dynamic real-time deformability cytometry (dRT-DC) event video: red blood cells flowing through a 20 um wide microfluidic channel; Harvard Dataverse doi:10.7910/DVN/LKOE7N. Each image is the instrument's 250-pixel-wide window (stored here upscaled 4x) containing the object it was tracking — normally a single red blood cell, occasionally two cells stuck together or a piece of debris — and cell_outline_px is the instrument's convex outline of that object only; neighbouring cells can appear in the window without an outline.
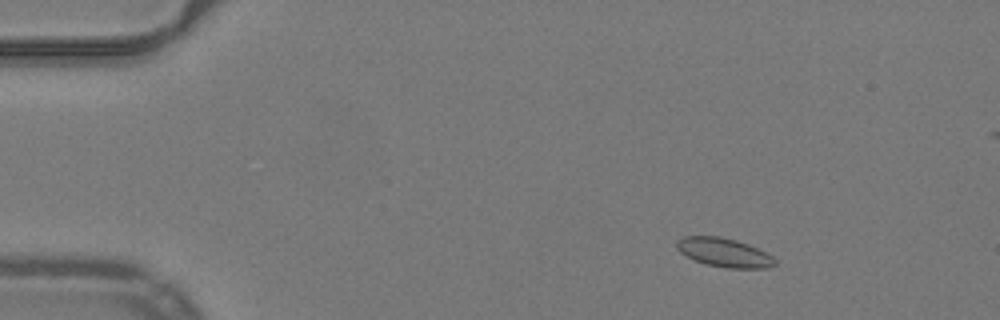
{"species": "common noctule bat (a hibernating species)", "species_latin": "Nyctalus noctula", "temperature_condition": "warm", "stored_images_in_passage": 52, "camera_frame_rate_fps": 3000, "um_per_image_px": 0.085, "animal": {"sex": "male", "body_mass_g": 19.2, "forearm_length_mm": 51.8}, "frame": {"image": 1, "passage_image": 7, "time_ms": 2.0, "image_size_px": [1000, 320], "cell_outline_px": [[776, 264], [768, 268], [728, 268], [704, 264], [680, 252], [676, 248], [676, 240], [684, 236], [720, 236], [736, 240], [748, 244], [772, 256], [776, 260]], "centroid_in_image_um": [61.53, 21.46], "position_along_channel_um": 23.5, "area_um2": 16.47}}
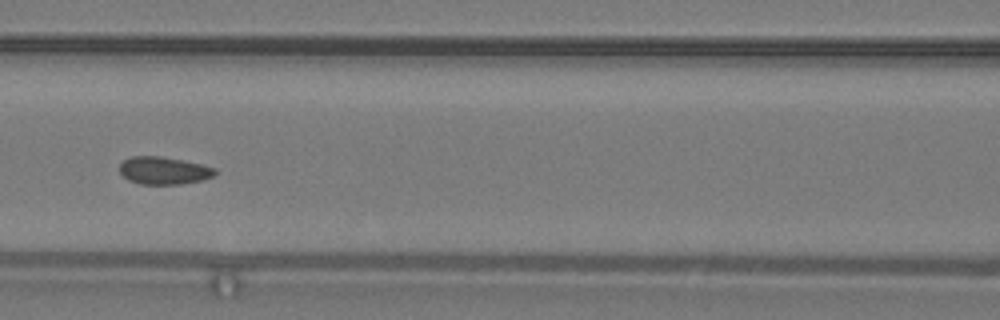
{"frame": {"image": 2, "passage_image": 23, "time_ms": 7.333, "image_size_px": [1000, 320], "cell_outline_px": [[216, 172], [212, 176], [200, 180], [180, 184], [140, 184], [128, 180], [120, 172], [120, 164], [124, 160], [132, 156], [160, 156], [200, 164], [216, 168]], "centroid_in_image_um": [13.89, 14.5], "position_along_channel_um": 152.7, "area_um2": 15.09}}
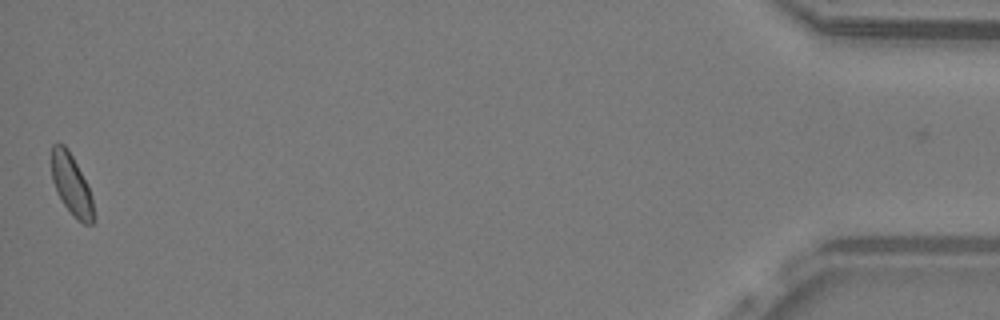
{"frame": {"image": 3, "passage_image": 51, "time_ms": 16.667, "image_size_px": [1000, 320], "cell_outline_px": [[96, 220], [92, 224], [84, 224], [76, 220], [64, 204], [56, 192], [52, 180], [52, 144], [64, 144], [68, 148], [88, 184], [92, 196]], "centroid_in_image_um": [6.11, 15.75], "position_along_channel_um": 429.1, "area_um2": 15.2}, "authors_computed_cell_mechanics": {"area_um2": 15.7216, "velocity_mm_per_s": 3.9897, "shape_relaxation_time_tau1_ms": null, "shape_relaxation_time_tau2_ms": 1.0816, "deformation_change_tau1": null, "deformation_change_tau2": 0.0434}}